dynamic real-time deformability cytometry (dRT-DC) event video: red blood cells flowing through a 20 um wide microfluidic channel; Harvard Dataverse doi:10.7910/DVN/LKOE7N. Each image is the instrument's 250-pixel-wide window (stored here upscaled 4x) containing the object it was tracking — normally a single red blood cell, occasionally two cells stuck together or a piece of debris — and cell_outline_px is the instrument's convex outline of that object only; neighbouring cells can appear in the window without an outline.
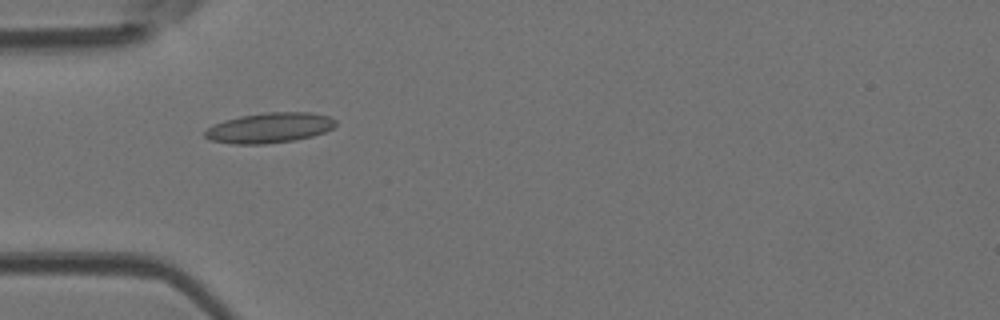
{"species": "Egyptian fruit bat (a non-hibernating species)", "species_latin": "Rousettus aegyptiacus", "temperature_condition": "room temperature", "stored_images_in_passage": 5, "camera_frame_rate_fps": 3000, "um_per_image_px": 0.085, "animal": {"sex": "female"}, "frame": {"image": 1, "passage_image": 5, "time_ms": 1.333, "image_size_px": [1000, 320], "cell_outline_px": [[336, 124], [332, 128], [324, 132], [312, 136], [292, 140], [264, 144], [232, 144], [208, 140], [204, 136], [204, 132], [208, 128], [224, 120], [240, 116], [268, 112], [312, 112], [328, 116], [336, 120]], "centroid_in_image_um": [22.89, 10.86], "position_along_channel_um": 62.1, "area_um2": 22.95}}